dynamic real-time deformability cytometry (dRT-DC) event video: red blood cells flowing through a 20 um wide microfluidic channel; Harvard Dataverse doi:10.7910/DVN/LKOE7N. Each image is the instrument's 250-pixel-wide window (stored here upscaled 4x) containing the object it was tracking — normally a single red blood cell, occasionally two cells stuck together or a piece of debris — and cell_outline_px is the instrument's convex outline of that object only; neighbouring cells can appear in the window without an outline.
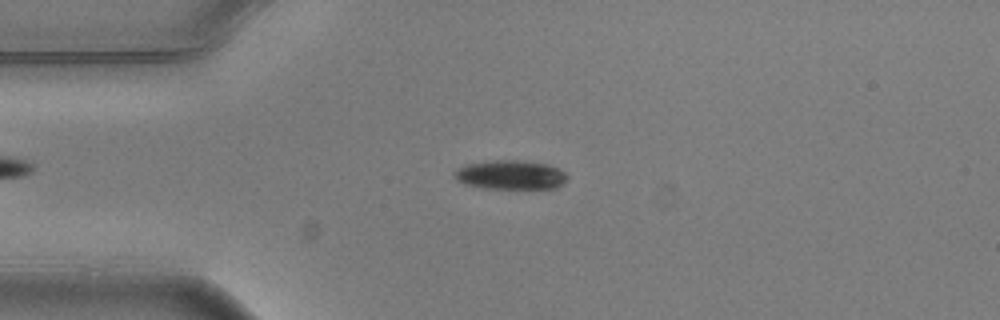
{"species": "common noctule bat (a hibernating species)", "species_latin": "Nyctalus noctula", "temperature_condition": "warm", "stored_images_in_passage": 5, "camera_frame_rate_fps": 3000, "um_per_image_px": 0.085, "animal": {"sex": "male", "body_mass_g": 20.5, "forearm_length_mm": 52.5}, "frame": {"image": 1, "passage_image": 4, "time_ms": 1.0, "image_size_px": [1000, 320], "cell_outline_px": [[568, 176], [556, 188], [480, 188], [464, 184], [456, 180], [452, 176], [452, 172], [464, 164], [492, 160], [516, 160], [548, 164], [564, 172]], "centroid_in_image_um": [43.29, 14.86], "position_along_channel_um": 41.7, "area_um2": 19.19}}